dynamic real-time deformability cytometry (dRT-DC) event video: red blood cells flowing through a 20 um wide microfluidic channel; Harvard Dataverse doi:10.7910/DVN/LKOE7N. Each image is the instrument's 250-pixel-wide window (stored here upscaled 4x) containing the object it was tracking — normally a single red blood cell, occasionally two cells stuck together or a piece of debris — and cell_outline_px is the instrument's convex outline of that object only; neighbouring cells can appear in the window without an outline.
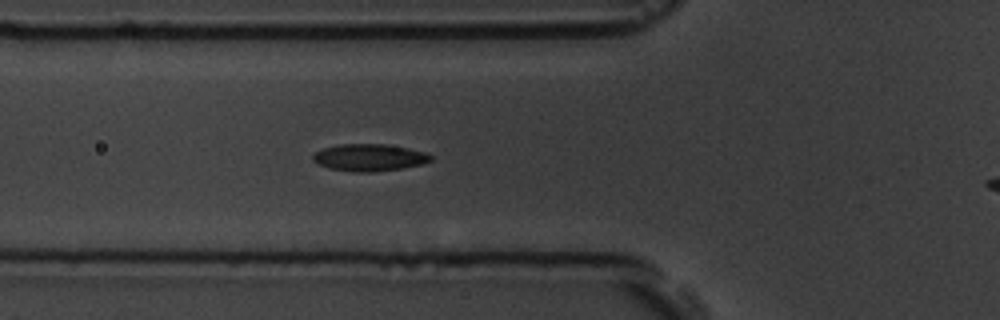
{"species": "common noctule bat (a hibernating species)", "species_latin": "Nyctalus noctula", "temperature_condition": "room temperature", "stored_images_in_passage": 7, "segment_of_instrument_passage": [1, 2], "camera_frame_rate_fps": 3000, "um_per_image_px": 0.085, "animal": {"sex": "male", "body_mass_g": 19.5, "forearm_length_mm": 54.6}, "frame": {"image": 1, "passage_image": 6, "time_ms": 6.333, "image_size_px": [1000, 320], "cell_outline_px": [[432, 160], [420, 164], [400, 168], [372, 172], [356, 172], [328, 168], [316, 164], [312, 160], [312, 156], [316, 152], [324, 148], [340, 144], [388, 144], [428, 152], [432, 156]], "centroid_in_image_um": [31.38, 13.38], "position_along_channel_um": 94.4, "area_um2": 18.61}}